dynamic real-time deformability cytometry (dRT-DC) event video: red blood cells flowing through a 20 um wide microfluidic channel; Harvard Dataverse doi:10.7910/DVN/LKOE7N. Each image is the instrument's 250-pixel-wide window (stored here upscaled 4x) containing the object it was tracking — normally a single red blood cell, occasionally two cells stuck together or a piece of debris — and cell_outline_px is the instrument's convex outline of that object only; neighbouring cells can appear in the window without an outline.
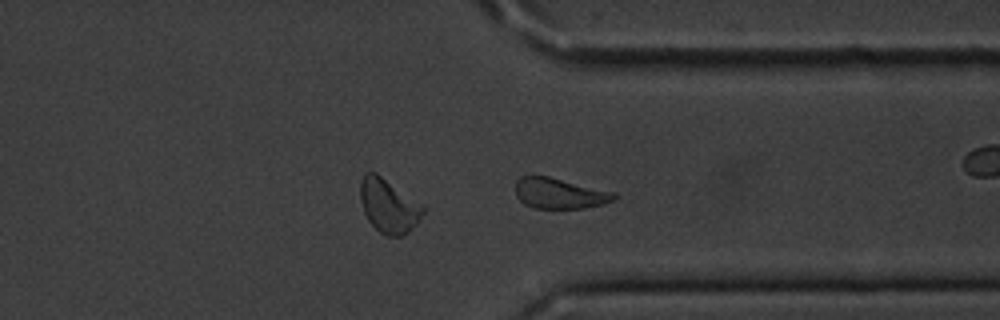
{"species": "common noctule bat (a hibernating species)", "species_latin": "Nyctalus noctula", "temperature_condition": "cold", "stored_images_in_passage": 52, "camera_frame_rate_fps": 3000, "um_per_image_px": 0.085, "animal": {"sex": "male", "body_mass_g": 20.1, "forearm_length_mm": 53.5}, "frame": {"image": 1, "passage_image": 38, "time_ms": 12.333, "image_size_px": [1000, 320], "cell_outline_px": [[620, 196], [616, 200], [604, 204], [584, 208], [532, 208], [524, 204], [516, 196], [516, 180], [520, 176], [548, 176], [616, 192]], "centroid_in_image_um": [47.61, 16.44], "position_along_channel_um": 363.8, "area_um2": 17.86}}
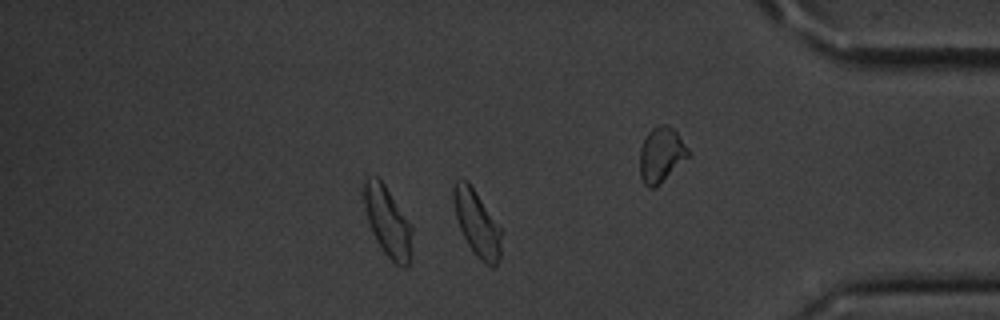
{"frame": {"image": 2, "passage_image": 43, "time_ms": 14.0, "image_size_px": [1000, 320], "cell_outline_px": [[500, 260], [492, 268], [480, 260], [468, 244], [460, 228], [456, 216], [452, 200], [452, 188], [456, 180], [460, 176], [468, 180], [500, 228]], "centroid_in_image_um": [40.5, 18.93], "position_along_channel_um": 394.7, "area_um2": 18.15}, "authors_computed_cell_mechanics": {"area_um2": 19.2763, "velocity_mm_per_s": 3.5355, "shape_relaxation_time_tau1_ms": 2.7284, "shape_relaxation_time_tau2_ms": 6.6473, "deformation_change_tau1": 0.0901, "deformation_change_tau2": 0.1192}}